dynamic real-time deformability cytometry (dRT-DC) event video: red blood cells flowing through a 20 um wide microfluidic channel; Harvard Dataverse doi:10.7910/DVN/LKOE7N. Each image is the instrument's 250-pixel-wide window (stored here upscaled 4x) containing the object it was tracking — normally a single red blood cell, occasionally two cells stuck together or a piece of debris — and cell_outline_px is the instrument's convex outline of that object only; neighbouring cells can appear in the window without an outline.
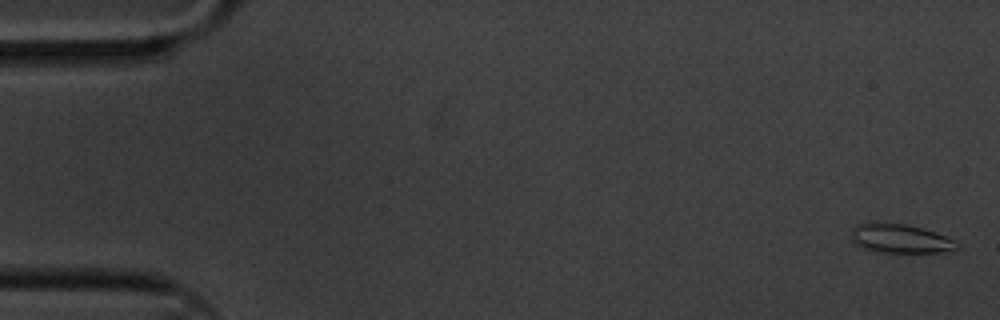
{"species": "common noctule bat (a hibernating species)", "species_latin": "Nyctalus noctula", "temperature_condition": "cold", "stored_images_in_passage": 9, "camera_frame_rate_fps": 3000, "um_per_image_px": 0.085, "animal": {"sex": "male", "body_mass_g": 20.1, "forearm_length_mm": 53.5}, "frame": {"image": 1, "passage_image": 1, "time_ms": 0.0, "image_size_px": [1000, 320], "cell_outline_px": [[956, 248], [944, 252], [876, 252], [864, 248], [856, 244], [852, 240], [852, 228], [856, 224], [904, 224], [920, 228], [944, 236], [952, 240], [956, 244]], "centroid_in_image_um": [76.47, 20.3], "position_along_channel_um": 8.5, "area_um2": 17.05}}
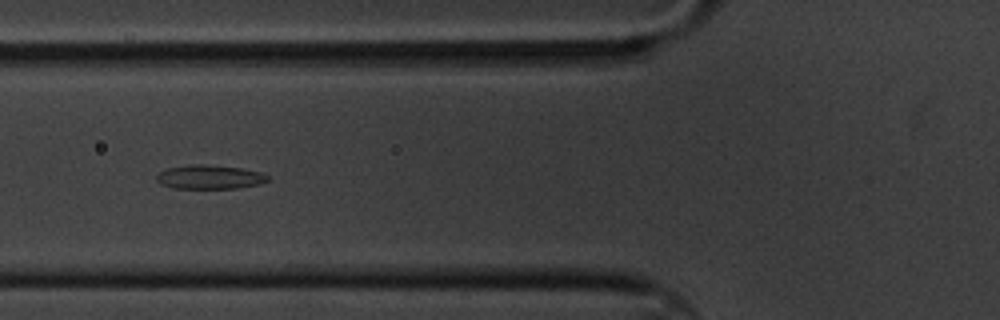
{"frame": {"image": 2, "passage_image": 7, "time_ms": 2.0, "image_size_px": [1000, 320], "cell_outline_px": [[268, 180], [260, 184], [236, 188], [172, 188], [160, 184], [156, 180], [156, 176], [160, 172], [168, 168], [188, 164], [204, 164], [244, 168], [260, 172], [268, 176]], "centroid_in_image_um": [17.8, 15.04], "position_along_channel_um": 108.0, "area_um2": 15.61}}
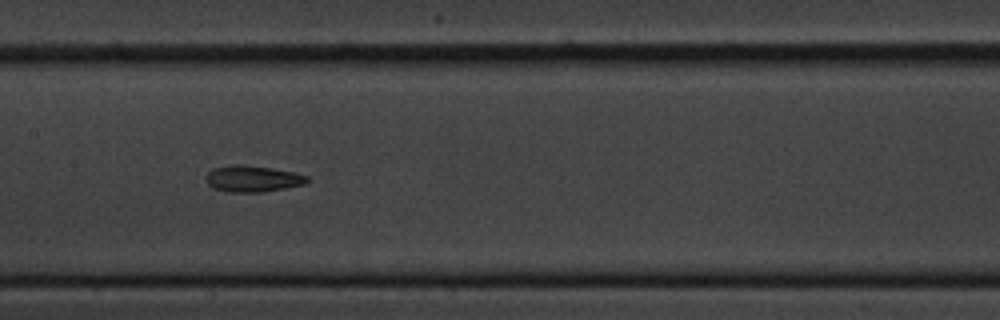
{"frame": {"image": 3, "passage_image": 9, "time_ms": 2.667, "image_size_px": [1000, 320], "cell_outline_px": [[308, 180], [304, 184], [284, 188], [260, 192], [228, 192], [212, 188], [204, 180], [204, 176], [212, 168], [236, 164], [244, 164], [272, 168], [292, 172], [308, 176]], "centroid_in_image_um": [21.4, 15.18], "position_along_channel_um": 186.0, "area_um2": 15.61}}